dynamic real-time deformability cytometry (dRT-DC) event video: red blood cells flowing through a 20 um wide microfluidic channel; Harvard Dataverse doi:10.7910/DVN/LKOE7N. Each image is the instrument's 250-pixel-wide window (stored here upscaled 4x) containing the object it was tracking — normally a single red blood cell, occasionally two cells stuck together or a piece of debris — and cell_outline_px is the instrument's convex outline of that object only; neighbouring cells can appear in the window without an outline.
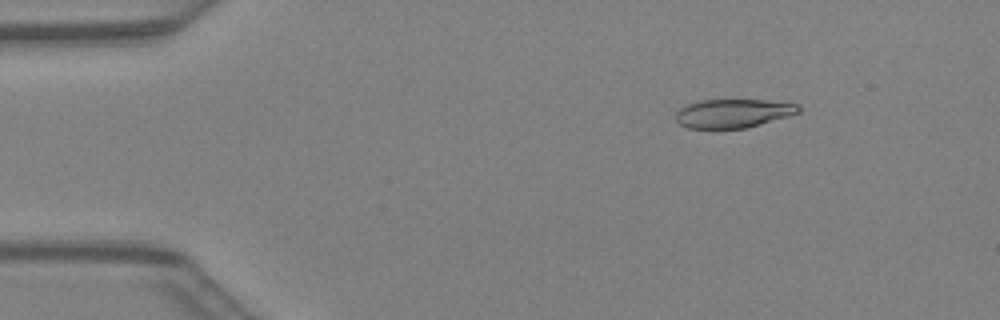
{"species": "Egyptian fruit bat (a non-hibernating species)", "species_latin": "Rousettus aegyptiacus", "temperature_condition": "warm", "stored_images_in_passage": 42, "camera_frame_rate_fps": 3000, "um_per_image_px": 0.085, "animal": {"sex": "female"}, "frame": {"image": 1, "passage_image": 6, "time_ms": 1.667, "image_size_px": [1000, 320], "cell_outline_px": [[800, 112], [788, 116], [760, 124], [744, 128], [688, 128], [680, 124], [676, 120], [676, 112], [684, 104], [700, 100], [764, 100], [800, 104]], "centroid_in_image_um": [62.3, 9.62], "position_along_channel_um": 22.7, "area_um2": 20.52}}
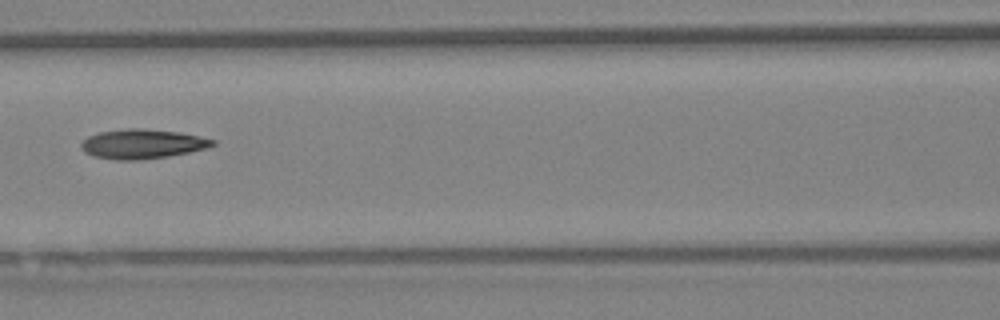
{"frame": {"image": 2, "passage_image": 19, "time_ms": 6.0, "image_size_px": [1000, 320], "cell_outline_px": [[216, 144], [204, 148], [188, 152], [168, 156], [136, 160], [112, 160], [92, 156], [84, 152], [80, 148], [80, 144], [88, 136], [100, 132], [128, 128], [144, 128], [180, 132], [216, 140]], "centroid_in_image_um": [12.05, 12.23], "position_along_channel_um": 154.5, "area_um2": 22.6}}
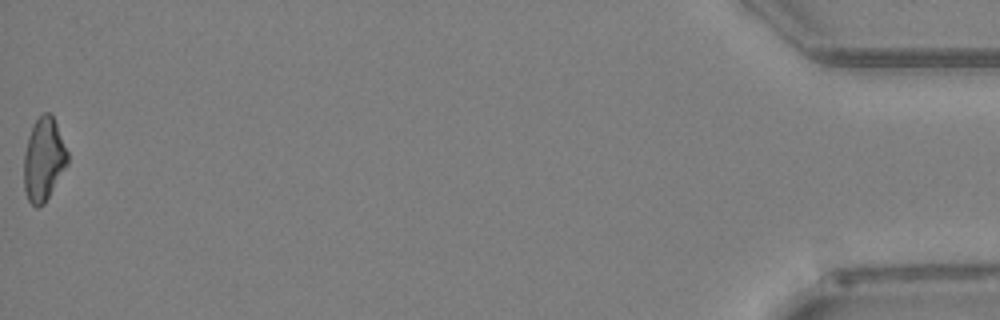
{"frame": {"image": 3, "passage_image": 42, "time_ms": 13.667, "image_size_px": [1000, 320], "cell_outline_px": [[68, 164], [44, 204], [36, 208], [28, 200], [24, 188], [24, 152], [28, 136], [36, 120], [44, 112], [48, 112], [52, 116], [56, 124], [68, 152]], "centroid_in_image_um": [3.71, 13.58], "position_along_channel_um": 431.5, "area_um2": 20.98}}